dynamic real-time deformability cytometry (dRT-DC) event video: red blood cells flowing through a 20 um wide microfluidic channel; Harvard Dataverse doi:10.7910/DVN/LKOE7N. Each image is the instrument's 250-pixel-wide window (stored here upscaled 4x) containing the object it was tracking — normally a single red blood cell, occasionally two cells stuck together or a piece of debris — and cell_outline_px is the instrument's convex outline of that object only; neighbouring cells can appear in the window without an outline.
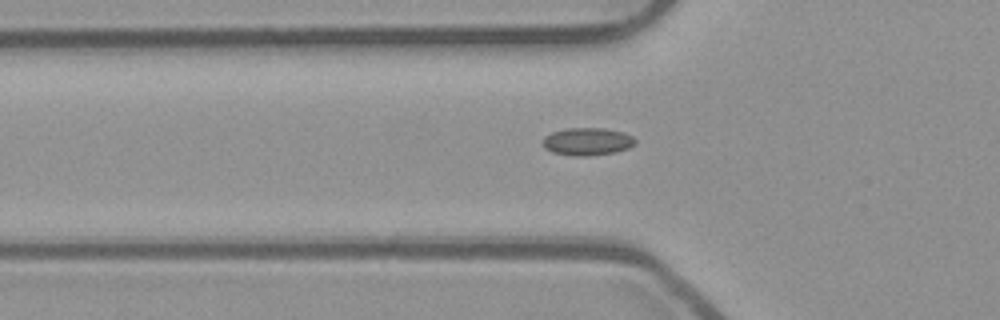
{"species": "common noctule bat (a hibernating species)", "species_latin": "Nyctalus noctula", "temperature_condition": "room temperature", "stored_images_in_passage": 47, "camera_frame_rate_fps": 3000, "um_per_image_px": 0.085, "animal": {"sex": "male", "body_mass_g": 23.1, "forearm_length_mm": 52.7}, "frame": {"image": 1, "passage_image": 18, "time_ms": 5.667, "image_size_px": [1000, 320], "cell_outline_px": [[636, 144], [628, 148], [616, 152], [588, 156], [572, 156], [552, 152], [544, 148], [540, 144], [544, 136], [552, 132], [564, 128], [604, 128], [624, 132], [632, 136], [636, 140]], "centroid_in_image_um": [49.89, 12.03], "position_along_channel_um": 75.9, "area_um2": 15.2}}
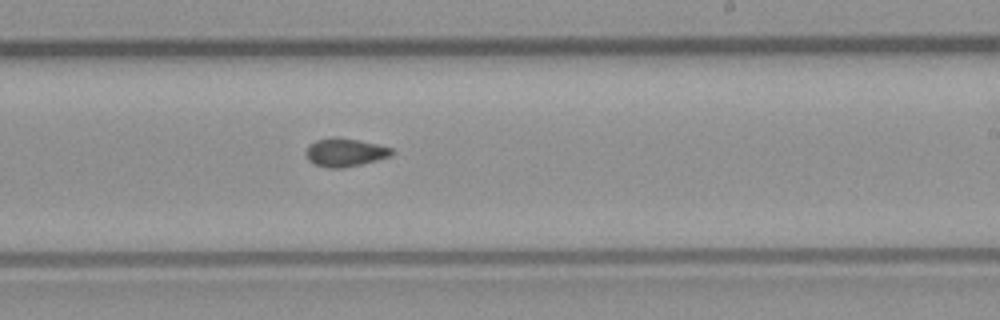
{"frame": {"image": 2, "passage_image": 32, "time_ms": 10.333, "image_size_px": [1000, 320], "cell_outline_px": [[396, 152], [392, 156], [344, 168], [324, 168], [312, 164], [308, 160], [304, 152], [308, 144], [316, 140], [332, 136], [356, 140], [376, 144], [392, 148]], "centroid_in_image_um": [29.28, 12.96], "position_along_channel_um": 259.7, "area_um2": 14.39}}
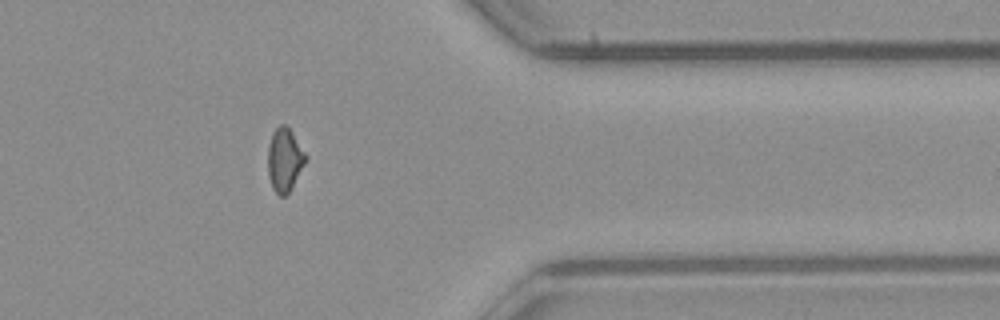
{"frame": {"image": 3, "passage_image": 43, "time_ms": 14.0, "image_size_px": [1000, 320], "cell_outline_px": [[308, 160], [288, 192], [284, 196], [280, 196], [272, 188], [268, 176], [268, 144], [272, 132], [280, 124], [288, 124], [308, 156]], "centroid_in_image_um": [24.2, 13.53], "position_along_channel_um": 387.2, "area_um2": 14.28}}